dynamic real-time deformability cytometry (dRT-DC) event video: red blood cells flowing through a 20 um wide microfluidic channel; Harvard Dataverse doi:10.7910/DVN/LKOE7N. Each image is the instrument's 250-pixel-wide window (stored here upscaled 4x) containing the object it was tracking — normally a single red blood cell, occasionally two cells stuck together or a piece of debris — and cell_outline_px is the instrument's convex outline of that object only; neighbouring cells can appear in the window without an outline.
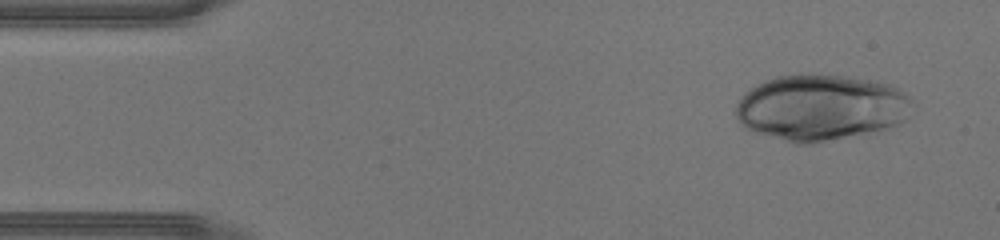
{"species": "human", "species_latin": "Homo sapiens", "temperature_condition": "warm", "stored_images_in_passage": 21, "camera_frame_rate_fps": 3000, "um_per_image_px": 0.085, "donor": {"sex": "male"}, "frame": {"image": 1, "passage_image": 1, "time_ms": 0.0, "image_size_px": [1000, 240], "cell_outline_px": [[912, 104], [904, 120], [900, 124], [868, 132], [812, 144], [792, 144], [752, 132], [744, 128], [740, 124], [736, 116], [736, 104], [744, 92], [764, 80], [776, 76], [804, 72], [812, 72], [848, 76], [876, 80], [892, 84], [904, 92], [912, 100]], "centroid_in_image_um": [69.72, 9.11], "position_along_channel_um": 15.3, "area_um2": 69.07}}